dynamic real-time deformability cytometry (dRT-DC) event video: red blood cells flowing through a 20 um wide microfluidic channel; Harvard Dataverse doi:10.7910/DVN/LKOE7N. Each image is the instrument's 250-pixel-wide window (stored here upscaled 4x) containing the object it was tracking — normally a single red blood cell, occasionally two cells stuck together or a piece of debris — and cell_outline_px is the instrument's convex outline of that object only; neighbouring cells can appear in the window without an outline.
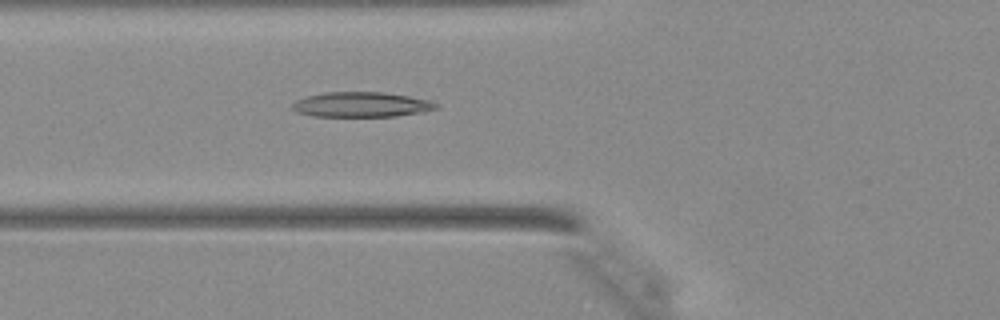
{"species": "Egyptian fruit bat (a non-hibernating species)", "species_latin": "Rousettus aegyptiacus", "temperature_condition": "warm", "stored_images_in_passage": 21, "camera_frame_rate_fps": 3000, "um_per_image_px": 0.085, "animal": {"sex": "female"}, "frame": {"image": 1, "passage_image": 5, "time_ms": 1.333, "image_size_px": [1000, 320], "cell_outline_px": [[440, 108], [420, 112], [396, 116], [312, 116], [296, 112], [292, 108], [292, 104], [296, 100], [304, 96], [324, 92], [384, 92], [432, 100], [440, 104]], "centroid_in_image_um": [30.73, 8.88], "position_along_channel_um": 95.1, "area_um2": 21.15}}
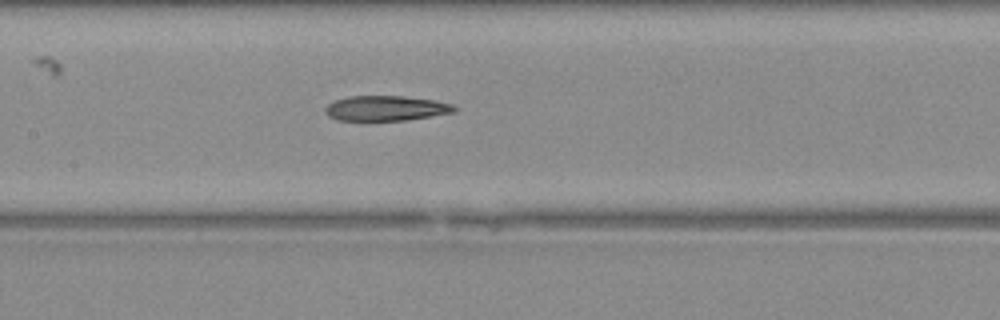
{"frame": {"image": 2, "passage_image": 10, "time_ms": 3.0, "image_size_px": [1000, 320], "cell_outline_px": [[460, 108], [456, 112], [408, 120], [336, 120], [328, 116], [324, 112], [324, 108], [332, 100], [352, 96], [404, 96], [436, 100], [456, 104]], "centroid_in_image_um": [32.86, 9.2], "position_along_channel_um": 174.5, "area_um2": 19.25}}
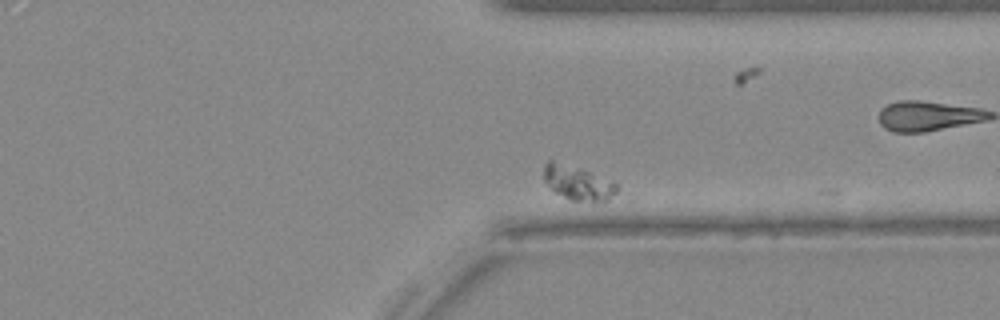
{"frame": {"image": 3, "passage_image": 20, "time_ms": 6.333, "image_size_px": [1000, 320], "cell_outline_px": [[620, 188], [604, 204], [592, 204], [572, 200], [552, 192], [544, 180], [544, 164], [548, 160], [552, 160], [580, 168], [612, 180]], "centroid_in_image_um": [49.15, 15.6], "position_along_channel_um": 362.2, "area_um2": 15.26}}